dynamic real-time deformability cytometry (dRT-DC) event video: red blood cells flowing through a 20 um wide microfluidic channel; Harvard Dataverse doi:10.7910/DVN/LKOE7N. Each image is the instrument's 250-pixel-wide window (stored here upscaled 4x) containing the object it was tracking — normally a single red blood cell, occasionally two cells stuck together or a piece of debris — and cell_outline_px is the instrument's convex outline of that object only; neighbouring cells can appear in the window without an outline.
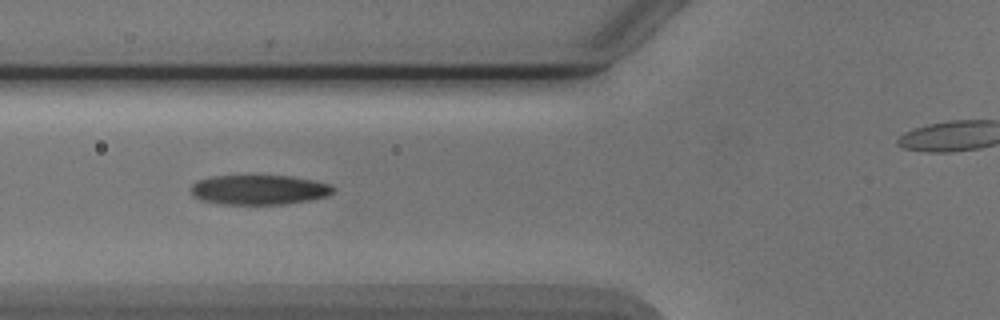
{"species": "Egyptian fruit bat (a non-hibernating species)", "species_latin": "Rousettus aegyptiacus", "temperature_condition": "cold", "stored_images_in_passage": 5, "camera_frame_rate_fps": 3000, "um_per_image_px": 0.085, "animal": {"sex": "male"}, "frame": {"image": 1, "passage_image": 2, "time_ms": 1.0, "image_size_px": [1000, 320], "cell_outline_px": [[336, 188], [328, 196], [308, 200], [284, 204], [224, 204], [200, 200], [192, 196], [192, 184], [196, 180], [212, 176], [292, 176], [332, 184]], "centroid_in_image_um": [22.02, 16.13], "position_along_channel_um": 103.8, "area_um2": 24.68}}
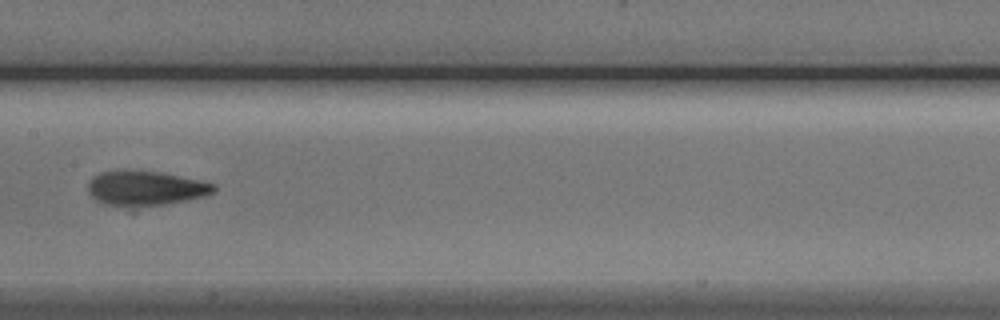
{"frame": {"image": 2, "passage_image": 4, "time_ms": 3.333, "image_size_px": [1000, 320], "cell_outline_px": [[216, 188], [212, 192], [204, 196], [188, 200], [132, 212], [128, 212], [104, 204], [96, 200], [88, 192], [88, 184], [92, 176], [100, 172], [156, 172], [216, 184]], "centroid_in_image_um": [12.3, 16.12], "position_along_channel_um": 195.1, "area_um2": 26.13}}
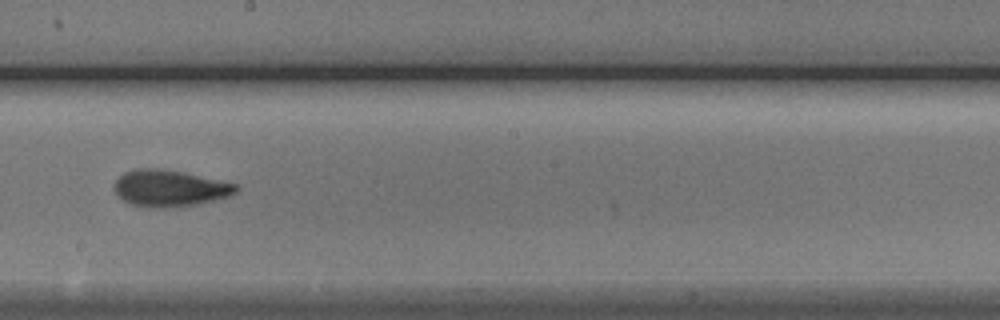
{"frame": {"image": 3, "passage_image": 5, "time_ms": 4.333, "image_size_px": [1000, 320], "cell_outline_px": [[240, 188], [236, 192], [228, 196], [216, 200], [196, 204], [168, 208], [148, 208], [132, 204], [116, 196], [116, 180], [124, 172], [140, 168], [148, 168], [180, 172], [236, 184]], "centroid_in_image_um": [14.41, 16.03], "position_along_channel_um": 233.8, "area_um2": 25.49}}